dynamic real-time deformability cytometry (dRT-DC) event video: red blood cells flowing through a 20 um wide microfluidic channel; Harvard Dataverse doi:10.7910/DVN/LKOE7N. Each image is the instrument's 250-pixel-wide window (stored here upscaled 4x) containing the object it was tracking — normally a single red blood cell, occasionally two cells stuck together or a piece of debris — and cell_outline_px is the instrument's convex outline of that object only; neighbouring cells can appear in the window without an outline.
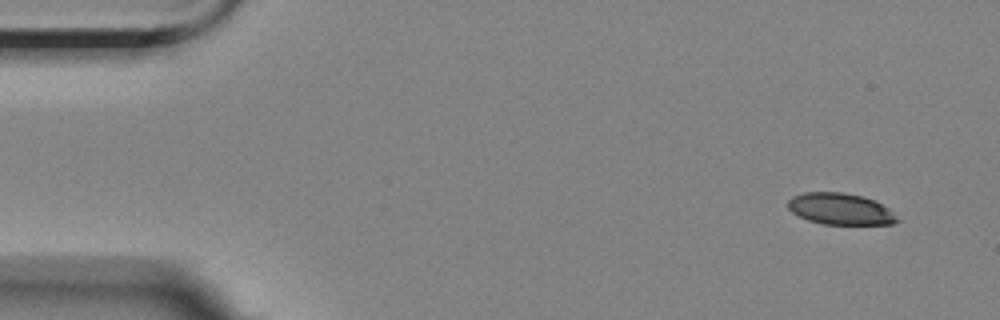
{"species": "Egyptian fruit bat (a non-hibernating species)", "species_latin": "Rousettus aegyptiacus", "temperature_condition": "room temperature", "stored_images_in_passage": 5, "camera_frame_rate_fps": 3000, "um_per_image_px": 0.085, "animal": {"sex": "female"}, "frame": {"image": 1, "passage_image": 1, "time_ms": 0.0, "image_size_px": [1000, 320], "cell_outline_px": [[900, 220], [892, 224], [824, 224], [808, 220], [792, 212], [788, 208], [788, 200], [792, 196], [804, 192], [844, 192], [864, 196], [876, 200], [888, 208]], "centroid_in_image_um": [71.44, 17.75], "position_along_channel_um": 13.6, "area_um2": 20.11}}
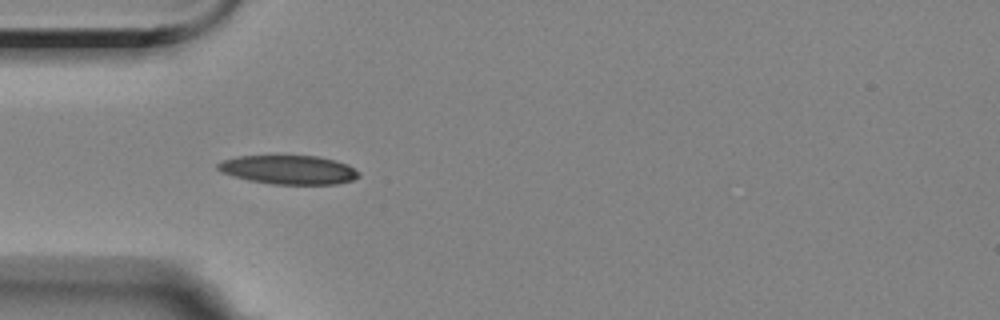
{"frame": {"image": 2, "passage_image": 4, "time_ms": 4.333, "image_size_px": [1000, 320], "cell_outline_px": [[360, 176], [352, 180], [336, 184], [272, 184], [248, 180], [232, 176], [220, 172], [216, 168], [216, 164], [224, 160], [240, 156], [316, 156], [348, 164], [360, 172]], "centroid_in_image_um": [24.52, 14.44], "position_along_channel_um": 60.5, "area_um2": 23.7}}
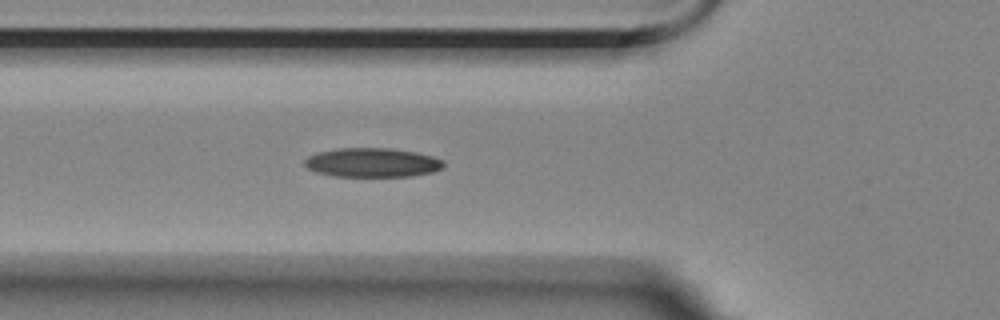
{"frame": {"image": 3, "passage_image": 5, "time_ms": 5.333, "image_size_px": [1000, 320], "cell_outline_px": [[444, 168], [432, 172], [412, 176], [332, 176], [316, 172], [308, 168], [304, 164], [304, 160], [308, 156], [316, 152], [336, 148], [392, 148], [416, 152], [432, 156], [444, 160]], "centroid_in_image_um": [31.64, 13.81], "position_along_channel_um": 94.2, "area_um2": 23.81}}